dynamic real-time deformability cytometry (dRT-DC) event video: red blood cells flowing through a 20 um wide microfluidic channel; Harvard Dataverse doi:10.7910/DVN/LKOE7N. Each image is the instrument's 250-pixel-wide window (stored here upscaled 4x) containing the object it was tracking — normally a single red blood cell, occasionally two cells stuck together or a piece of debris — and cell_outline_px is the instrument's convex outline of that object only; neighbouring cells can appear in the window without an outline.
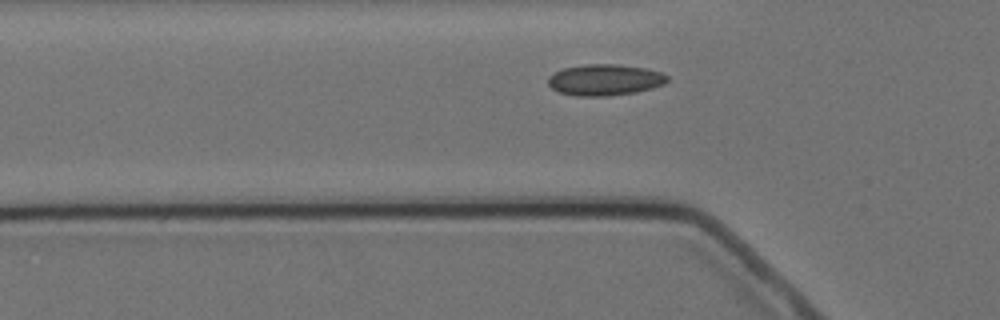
{"species": "Egyptian fruit bat (a non-hibernating species)", "species_latin": "Rousettus aegyptiacus", "temperature_condition": "cold", "stored_images_in_passage": 2, "camera_frame_rate_fps": 3000, "um_per_image_px": 0.085, "animal": {"sex": "female"}, "frame": {"image": 1, "passage_image": 2, "time_ms": 2.0, "image_size_px": [1000, 320], "cell_outline_px": [[668, 80], [664, 84], [652, 88], [636, 92], [608, 96], [576, 96], [560, 92], [552, 88], [548, 84], [548, 76], [564, 68], [584, 64], [616, 64], [644, 68], [660, 72], [668, 76]], "centroid_in_image_um": [51.41, 6.79], "position_along_channel_um": 74.4, "area_um2": 21.62}}